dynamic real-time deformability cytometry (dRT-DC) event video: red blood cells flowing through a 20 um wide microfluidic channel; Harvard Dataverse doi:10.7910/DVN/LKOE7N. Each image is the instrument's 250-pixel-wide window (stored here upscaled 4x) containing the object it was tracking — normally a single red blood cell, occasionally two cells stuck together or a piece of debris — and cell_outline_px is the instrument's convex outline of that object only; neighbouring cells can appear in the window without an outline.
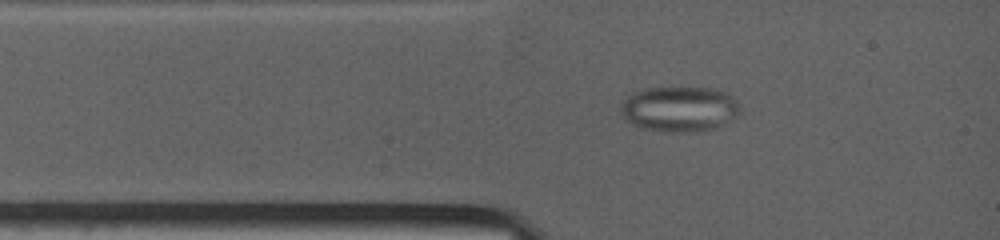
{"species": "common noctule bat (a hibernating species)", "species_latin": "Nyctalus noctula", "temperature_condition": "warm", "stored_images_in_passage": 50, "camera_frame_rate_fps": 4500, "um_per_image_px": 0.085, "animal": {"sex": "female", "body_mass_g": 19.0, "forearm_length_mm": 53.3}, "frame": {"image": 1, "passage_image": 5, "time_ms": 1.333, "image_size_px": [1000, 240], "cell_outline_px": [[736, 116], [716, 128], [692, 132], [664, 132], [636, 128], [624, 120], [620, 116], [620, 104], [632, 92], [648, 88], [680, 84], [716, 88], [732, 96], [736, 100]], "centroid_in_image_um": [57.65, 9.23], "position_along_channel_um": 27.4, "area_um2": 32.71}}
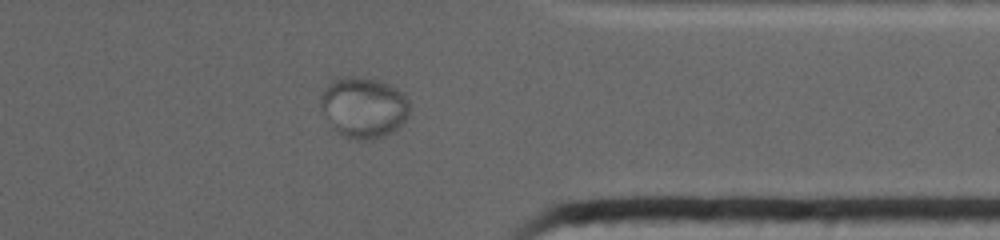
{"frame": {"image": 2, "passage_image": 35, "time_ms": 10.889, "image_size_px": [1000, 240], "cell_outline_px": [[408, 116], [400, 128], [384, 136], [372, 140], [360, 140], [344, 136], [332, 128], [320, 108], [320, 96], [324, 88], [336, 76], [356, 76], [376, 80], [388, 84], [404, 92], [408, 100]], "centroid_in_image_um": [30.89, 9.12], "position_along_channel_um": 380.5, "area_um2": 31.96}}
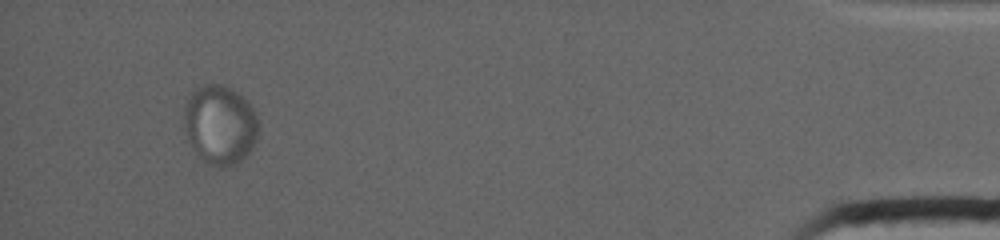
{"frame": {"image": 3, "passage_image": 45, "time_ms": 14.222, "image_size_px": [1000, 240], "cell_outline_px": [[260, 132], [252, 148], [236, 164], [228, 168], [216, 168], [208, 164], [196, 152], [188, 140], [184, 124], [184, 104], [188, 92], [196, 88], [208, 84], [224, 84], [232, 88], [244, 96], [252, 108], [256, 116], [260, 128]], "centroid_in_image_um": [18.7, 10.59], "position_along_channel_um": 416.5, "area_um2": 35.03}}